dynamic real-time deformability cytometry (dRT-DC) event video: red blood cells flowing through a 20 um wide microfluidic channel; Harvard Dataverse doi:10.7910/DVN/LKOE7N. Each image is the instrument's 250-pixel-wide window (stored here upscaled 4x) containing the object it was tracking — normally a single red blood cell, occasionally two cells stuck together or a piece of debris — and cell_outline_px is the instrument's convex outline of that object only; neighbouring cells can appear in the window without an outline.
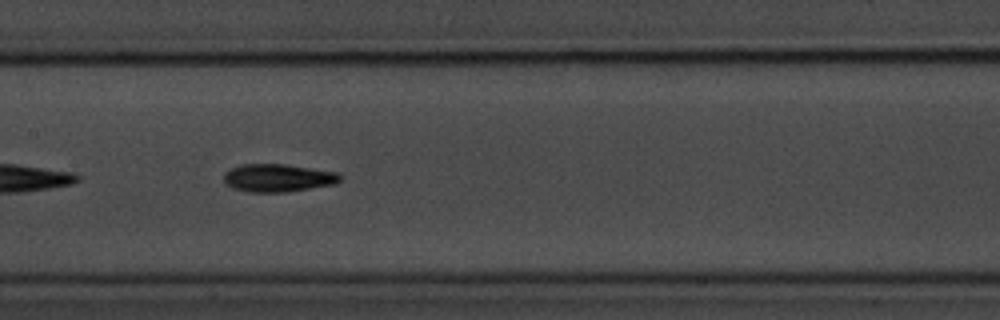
{"species": "common noctule bat (a hibernating species)", "species_latin": "Nyctalus noctula", "temperature_condition": "room temperature", "stored_images_in_passage": 19, "camera_frame_rate_fps": 3000, "um_per_image_px": 0.085, "animal": {"sex": "male", "body_mass_g": 20.1, "forearm_length_mm": 53.5}, "frame": {"image": 1, "passage_image": 11, "time_ms": 3.333, "image_size_px": [1000, 320], "cell_outline_px": [[344, 176], [336, 184], [288, 192], [248, 192], [232, 188], [224, 184], [224, 172], [240, 164], [284, 164], [336, 172]], "centroid_in_image_um": [23.61, 15.13], "position_along_channel_um": 183.8, "area_um2": 19.07}}